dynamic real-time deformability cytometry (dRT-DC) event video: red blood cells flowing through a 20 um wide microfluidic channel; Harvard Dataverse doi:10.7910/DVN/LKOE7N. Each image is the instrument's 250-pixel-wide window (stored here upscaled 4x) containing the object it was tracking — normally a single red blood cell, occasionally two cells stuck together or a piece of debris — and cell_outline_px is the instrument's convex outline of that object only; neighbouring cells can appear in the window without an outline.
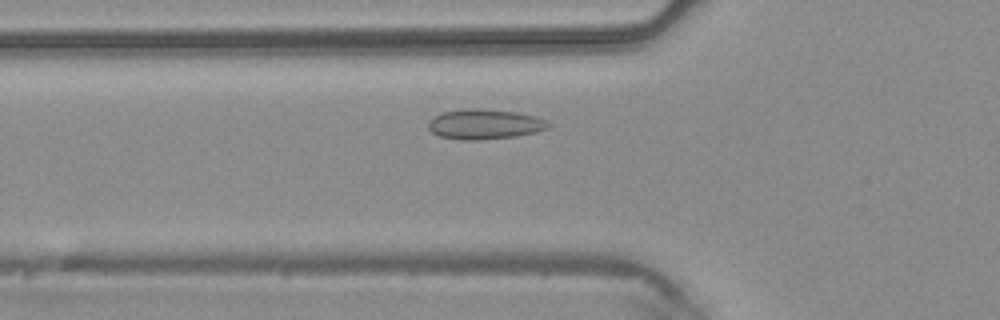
{"species": "common noctule bat (a hibernating species)", "species_latin": "Nyctalus noctula", "temperature_condition": "warm", "stored_images_in_passage": 33, "camera_frame_rate_fps": 3000, "um_per_image_px": 0.085, "animal": {"sex": "male", "body_mass_g": 20.4}, "frame": {"image": 1, "passage_image": 3, "time_ms": 0.667, "image_size_px": [1000, 320], "cell_outline_px": [[552, 124], [548, 128], [536, 132], [516, 136], [480, 140], [460, 140], [440, 136], [432, 132], [428, 128], [428, 120], [444, 112], [468, 108], [472, 108], [516, 112], [536, 116]], "centroid_in_image_um": [41.2, 10.57], "position_along_channel_um": 84.6, "area_um2": 20.92}}
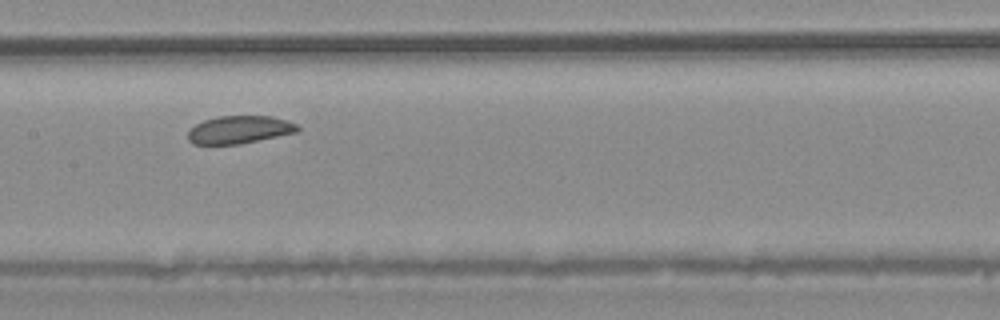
{"frame": {"image": 2, "passage_image": 10, "time_ms": 3.0, "image_size_px": [1000, 320], "cell_outline_px": [[300, 128], [296, 132], [240, 144], [192, 144], [188, 140], [188, 132], [196, 124], [204, 120], [220, 116], [272, 116], [296, 124]], "centroid_in_image_um": [20.32, 11.02], "position_along_channel_um": 187.1, "area_um2": 17.51}}
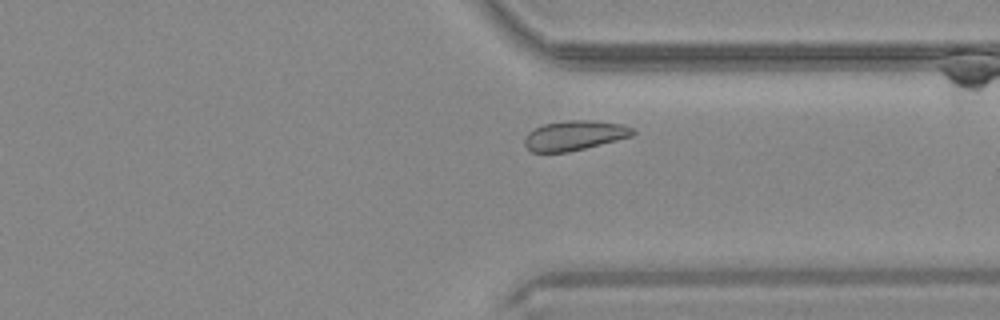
{"frame": {"image": 3, "passage_image": 22, "time_ms": 7.0, "image_size_px": [1000, 320], "cell_outline_px": [[636, 132], [632, 136], [568, 152], [532, 152], [524, 144], [524, 136], [528, 132], [544, 124], [568, 120], [588, 120], [620, 124], [632, 128]], "centroid_in_image_um": [48.8, 11.51], "position_along_channel_um": 362.6, "area_um2": 18.5}}